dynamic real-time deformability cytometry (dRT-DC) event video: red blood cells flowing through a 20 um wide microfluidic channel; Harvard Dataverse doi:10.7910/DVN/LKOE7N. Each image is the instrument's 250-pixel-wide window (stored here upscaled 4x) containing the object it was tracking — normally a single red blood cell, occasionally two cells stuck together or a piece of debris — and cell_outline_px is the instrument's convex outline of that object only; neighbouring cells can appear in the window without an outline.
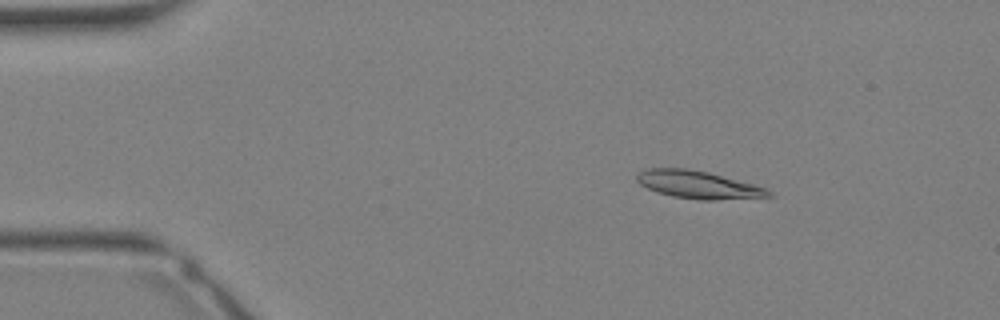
{"species": "Egyptian fruit bat (a non-hibernating species)", "species_latin": "Rousettus aegyptiacus", "temperature_condition": "warm", "stored_images_in_passage": 34, "camera_frame_rate_fps": 3000, "um_per_image_px": 0.085, "animal": {"sex": "female"}, "frame": {"image": 1, "passage_image": 5, "time_ms": 1.333, "image_size_px": [1000, 320], "cell_outline_px": [[776, 196], [716, 200], [700, 200], [672, 196], [656, 192], [640, 184], [636, 180], [636, 176], [640, 172], [648, 168], [688, 168], [708, 172], [768, 188]], "centroid_in_image_um": [59.38, 15.7], "position_along_channel_um": 25.6, "area_um2": 21.33}}
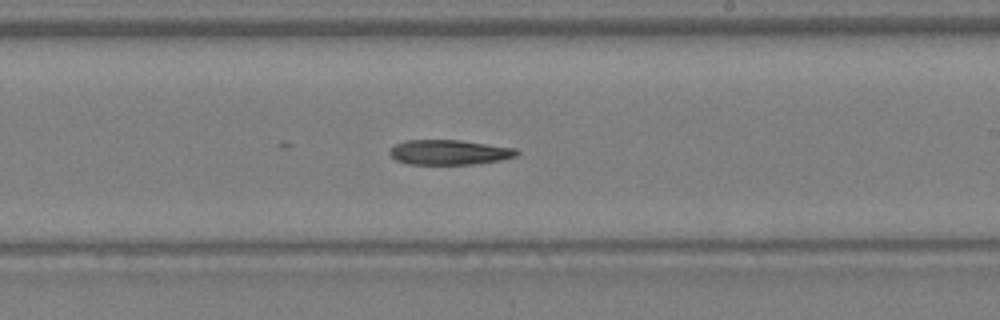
{"frame": {"image": 2, "passage_image": 20, "time_ms": 6.333, "image_size_px": [1000, 320], "cell_outline_px": [[520, 152], [516, 156], [500, 160], [476, 164], [408, 164], [396, 160], [388, 152], [396, 144], [404, 140], [460, 140], [516, 148]], "centroid_in_image_um": [38.2, 12.94], "position_along_channel_um": 250.8, "area_um2": 18.44}}
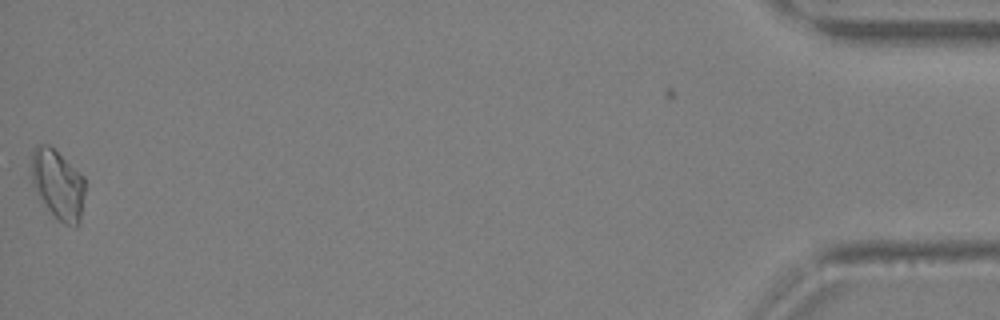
{"frame": {"image": 3, "passage_image": 34, "time_ms": 11.0, "image_size_px": [1000, 320], "cell_outline_px": [[84, 192], [80, 224], [76, 228], [64, 224], [48, 208], [32, 184], [32, 148], [36, 144], [48, 144], [84, 176]], "centroid_in_image_um": [4.94, 15.67], "position_along_channel_um": 430.3, "area_um2": 21.44}}